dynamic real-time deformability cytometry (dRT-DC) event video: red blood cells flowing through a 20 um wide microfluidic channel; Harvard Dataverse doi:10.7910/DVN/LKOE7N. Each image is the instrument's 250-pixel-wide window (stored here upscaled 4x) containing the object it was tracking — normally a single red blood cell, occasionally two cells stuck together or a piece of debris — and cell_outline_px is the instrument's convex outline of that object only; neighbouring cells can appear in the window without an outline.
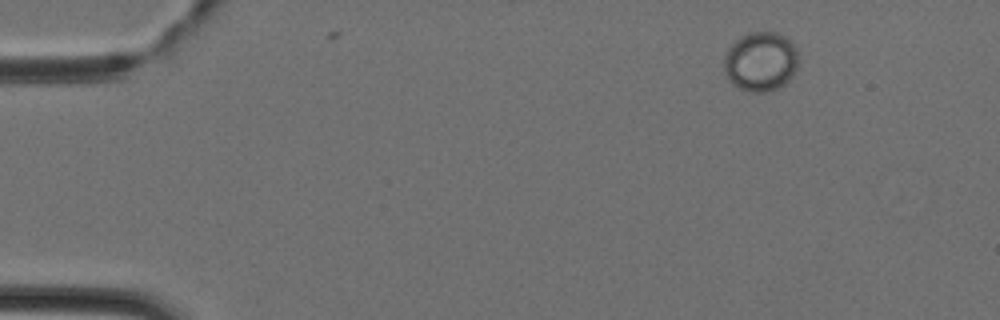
{"species": "Egyptian fruit bat (a non-hibernating species)", "species_latin": "Rousettus aegyptiacus", "temperature_condition": "cold", "stored_images_in_passage": 2, "camera_frame_rate_fps": 3000, "um_per_image_px": 0.085, "animal": {"sex": "female"}, "frame": {"image": 1, "passage_image": 1, "time_ms": 0.0, "image_size_px": [1000, 320], "cell_outline_px": [[796, 68], [792, 76], [784, 84], [768, 92], [752, 92], [740, 88], [732, 84], [728, 80], [724, 68], [724, 56], [728, 48], [740, 36], [752, 32], [776, 32], [792, 40], [796, 44]], "centroid_in_image_um": [64.64, 5.22], "position_along_channel_um": 20.4, "area_um2": 25.78}}